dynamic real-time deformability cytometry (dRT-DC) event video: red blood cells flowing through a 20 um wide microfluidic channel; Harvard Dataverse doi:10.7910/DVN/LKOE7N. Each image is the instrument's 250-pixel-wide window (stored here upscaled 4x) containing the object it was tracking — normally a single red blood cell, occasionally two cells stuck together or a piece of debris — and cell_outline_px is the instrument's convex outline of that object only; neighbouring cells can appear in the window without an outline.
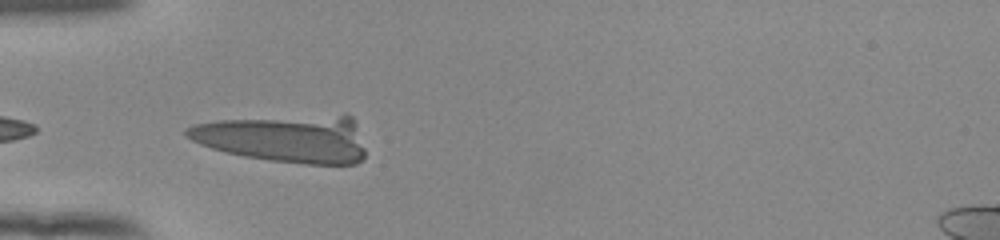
{"species": "human", "species_latin": "Homo sapiens", "temperature_condition": "room temperature", "stored_images_in_passage": 4, "camera_frame_rate_fps": 3000, "um_per_image_px": 0.085, "donor": {"sex": "female"}, "frame": {"image": 1, "passage_image": 1, "time_ms": 0.0, "image_size_px": [1000, 240], "cell_outline_px": [[364, 156], [356, 164], [308, 164], [268, 160], [244, 156], [224, 152], [200, 144], [184, 136], [184, 128], [192, 124], [216, 120], [344, 112], [352, 116], [356, 124], [364, 148]], "centroid_in_image_um": [24.23, 11.73], "position_along_channel_um": 60.8, "area_um2": 50.81}}